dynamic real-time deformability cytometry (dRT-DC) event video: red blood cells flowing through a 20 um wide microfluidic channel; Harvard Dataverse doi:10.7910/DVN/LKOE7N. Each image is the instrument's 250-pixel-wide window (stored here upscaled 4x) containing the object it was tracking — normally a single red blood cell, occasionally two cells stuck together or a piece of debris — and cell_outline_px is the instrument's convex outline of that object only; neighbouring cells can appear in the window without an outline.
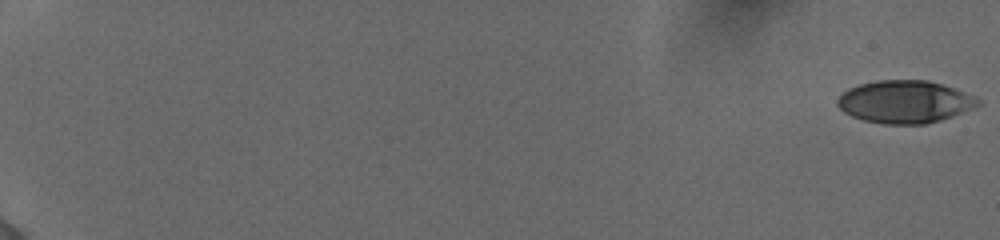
{"species": "human", "species_latin": "Homo sapiens", "temperature_condition": "cold", "stored_images_in_passage": 33, "camera_frame_rate_fps": 3000, "um_per_image_px": 0.085, "donor": {"sex": "female"}, "frame": {"image": 1, "passage_image": 1, "time_ms": 0.0, "image_size_px": [1000, 240], "cell_outline_px": [[980, 104], [972, 108], [952, 116], [940, 120], [924, 124], [884, 124], [864, 120], [852, 116], [844, 112], [836, 104], [836, 100], [848, 88], [860, 84], [876, 80], [928, 80], [964, 92], [980, 100]], "centroid_in_image_um": [76.87, 8.65], "position_along_channel_um": 8.1, "area_um2": 34.56}}
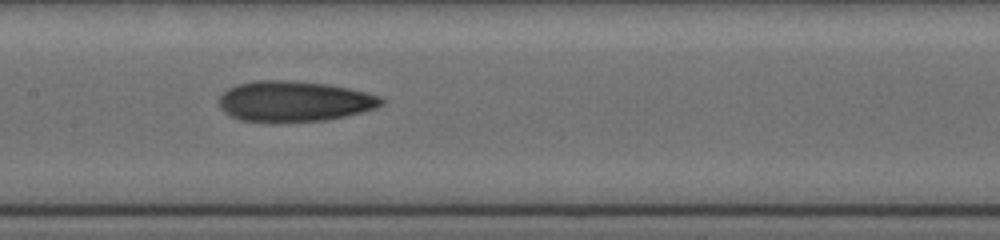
{"frame": {"image": 2, "passage_image": 19, "time_ms": 6.0, "image_size_px": [1000, 240], "cell_outline_px": [[384, 104], [376, 108], [328, 120], [240, 120], [224, 112], [220, 108], [220, 96], [228, 88], [236, 84], [252, 80], [284, 80], [328, 84], [348, 88], [380, 96], [384, 100]], "centroid_in_image_um": [25.01, 8.58], "position_along_channel_um": 182.4, "area_um2": 37.69}}
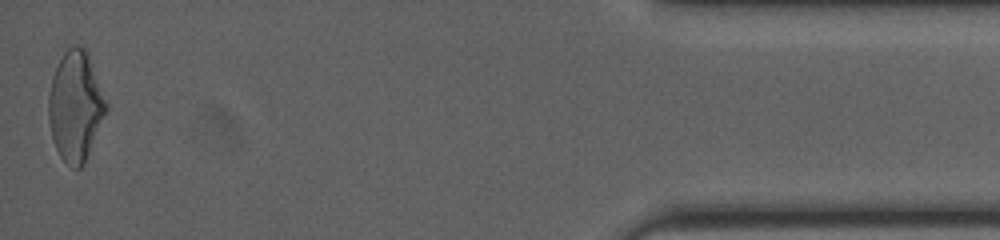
{"frame": {"image": 3, "passage_image": 33, "time_ms": 10.667, "image_size_px": [1000, 240], "cell_outline_px": [[108, 108], [84, 164], [80, 168], [76, 168], [68, 164], [60, 156], [56, 148], [52, 136], [48, 120], [48, 96], [52, 76], [64, 52], [72, 44], [76, 44], [84, 48], [88, 52], [108, 104]], "centroid_in_image_um": [6.42, 9.0], "position_along_channel_um": 428.8, "area_um2": 36.82}}